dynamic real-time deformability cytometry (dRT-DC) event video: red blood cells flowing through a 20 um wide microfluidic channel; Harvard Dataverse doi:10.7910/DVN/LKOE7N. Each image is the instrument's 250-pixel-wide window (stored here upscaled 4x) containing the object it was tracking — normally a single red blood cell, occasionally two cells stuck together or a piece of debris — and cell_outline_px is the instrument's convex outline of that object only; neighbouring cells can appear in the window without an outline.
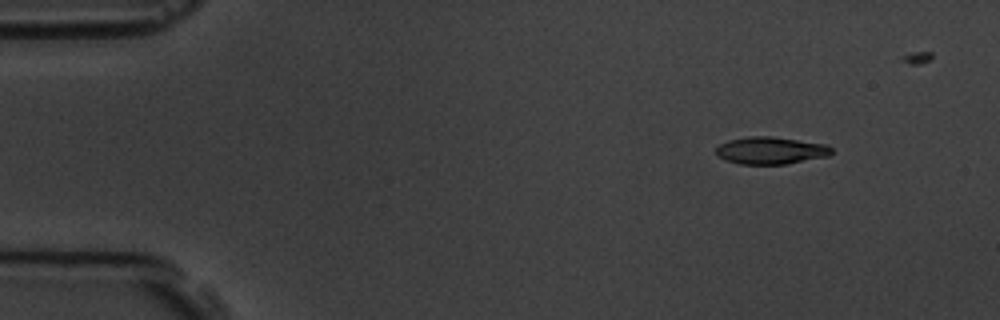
{"species": "common noctule bat (a hibernating species)", "species_latin": "Nyctalus noctula", "temperature_condition": "room temperature", "stored_images_in_passage": 5, "camera_frame_rate_fps": 3000, "um_per_image_px": 0.085, "animal": {"sex": "male", "body_mass_g": 19.5, "forearm_length_mm": 54.6}, "frame": {"image": 1, "passage_image": 1, "time_ms": 0.0, "image_size_px": [1000, 320], "cell_outline_px": [[832, 152], [828, 156], [784, 164], [740, 164], [728, 160], [720, 156], [716, 152], [716, 148], [720, 144], [728, 140], [748, 136], [772, 136], [828, 144], [832, 148]], "centroid_in_image_um": [65.54, 12.78], "position_along_channel_um": 19.5, "area_um2": 18.26}}
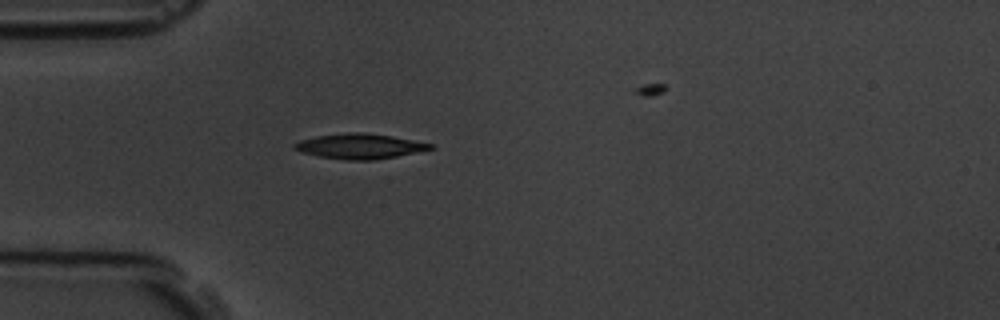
{"frame": {"image": 2, "passage_image": 4, "time_ms": 3.333, "image_size_px": [1000, 320], "cell_outline_px": [[436, 148], [396, 156], [372, 160], [344, 160], [320, 156], [300, 152], [292, 148], [292, 144], [300, 140], [316, 136], [348, 132], [364, 132], [392, 136], [432, 144]], "centroid_in_image_um": [30.53, 12.42], "position_along_channel_um": 54.5, "area_um2": 19.83}}